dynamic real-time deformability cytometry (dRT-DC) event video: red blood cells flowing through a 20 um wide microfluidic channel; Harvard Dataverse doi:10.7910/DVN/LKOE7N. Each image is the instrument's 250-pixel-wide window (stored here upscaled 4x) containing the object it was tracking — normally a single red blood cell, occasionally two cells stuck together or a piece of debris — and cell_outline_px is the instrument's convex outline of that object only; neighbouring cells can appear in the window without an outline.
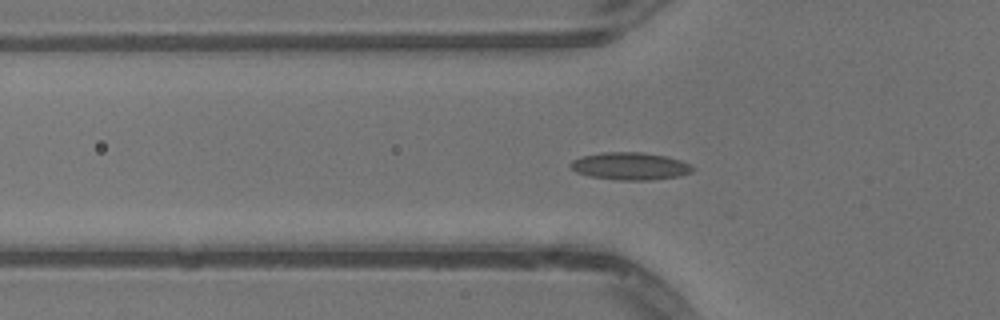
{"species": "common noctule bat (a hibernating species)", "species_latin": "Nyctalus noctula", "temperature_condition": "warm", "stored_images_in_passage": 52, "camera_frame_rate_fps": 3000, "um_per_image_px": 0.085, "animal": {"sex": "male", "body_mass_g": 13.3}, "frame": {"image": 1, "passage_image": 18, "time_ms": 5.667, "image_size_px": [1000, 320], "cell_outline_px": [[692, 172], [680, 176], [648, 180], [616, 180], [588, 176], [576, 172], [568, 164], [572, 160], [584, 156], [600, 152], [640, 152], [664, 156], [680, 160], [692, 164]], "centroid_in_image_um": [53.54, 14.12], "position_along_channel_um": 72.3, "area_um2": 19.54}}
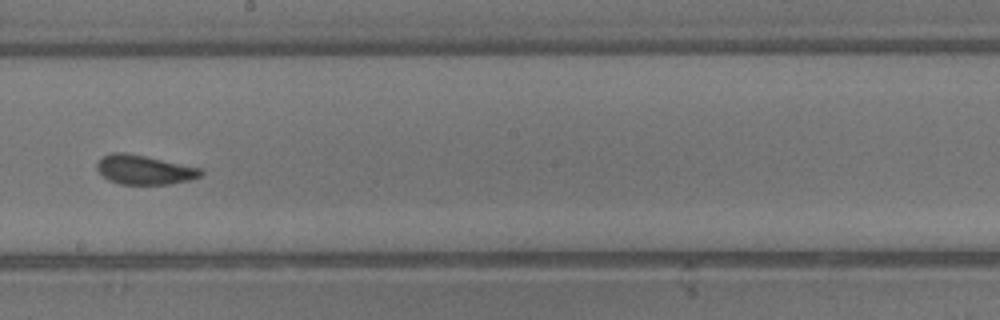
{"frame": {"image": 2, "passage_image": 30, "time_ms": 9.667, "image_size_px": [1000, 320], "cell_outline_px": [[204, 172], [200, 176], [188, 180], [168, 184], [120, 184], [108, 180], [96, 168], [96, 164], [104, 156], [112, 152], [124, 152], [204, 168]], "centroid_in_image_um": [12.29, 14.43], "position_along_channel_um": 235.9, "area_um2": 17.63}}
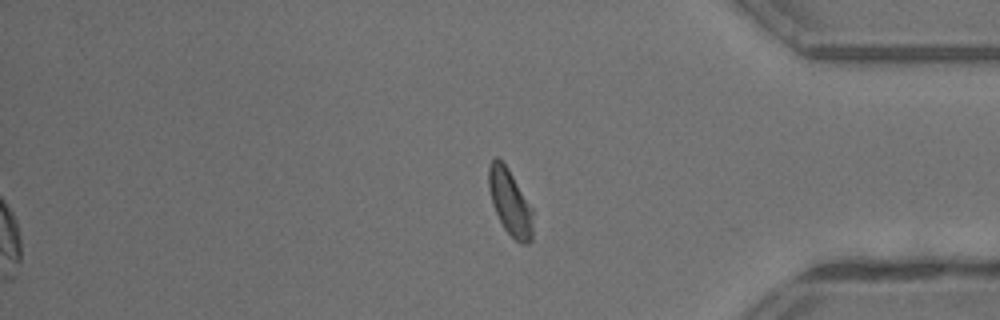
{"frame": {"image": 3, "passage_image": 43, "time_ms": 14.0, "image_size_px": [1000, 320], "cell_outline_px": [[532, 240], [528, 244], [520, 244], [504, 228], [492, 204], [488, 188], [488, 164], [496, 156], [508, 168], [532, 208]], "centroid_in_image_um": [43.33, 17.19], "position_along_channel_um": 391.9, "area_um2": 16.88}, "authors_computed_cell_mechanics": {"area_um2": 18.0336, "velocity_mm_per_s": 4.0733, "shape_relaxation_time_tau1_ms": 4.349, "shape_relaxation_time_tau2_ms": 0.9918, "deformation_change_tau1": 0.1015, "deformation_change_tau2": 0.0623}}